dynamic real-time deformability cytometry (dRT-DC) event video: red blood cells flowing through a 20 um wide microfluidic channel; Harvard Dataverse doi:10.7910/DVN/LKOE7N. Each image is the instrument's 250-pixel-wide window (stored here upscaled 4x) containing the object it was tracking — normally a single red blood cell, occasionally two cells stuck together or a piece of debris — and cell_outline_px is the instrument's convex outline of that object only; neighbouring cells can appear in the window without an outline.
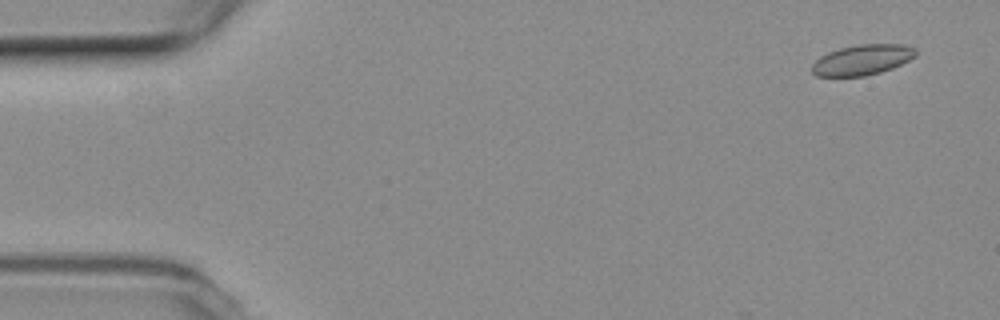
{"species": "common noctule bat (a hibernating species)", "species_latin": "Nyctalus noctula", "temperature_condition": "room temperature", "stored_images_in_passage": 55, "camera_frame_rate_fps": 3000, "um_per_image_px": 0.085, "animal": {"sex": "female", "body_mass_g": 19.3, "forearm_length_mm": 54.1}, "frame": {"image": 1, "passage_image": 3, "time_ms": 0.667, "image_size_px": [1000, 320], "cell_outline_px": [[916, 56], [892, 68], [880, 72], [864, 76], [816, 76], [812, 72], [812, 64], [820, 56], [828, 52], [840, 48], [860, 44], [900, 44], [916, 48]], "centroid_in_image_um": [73.28, 5.08], "position_along_channel_um": 11.7, "area_um2": 18.26}}
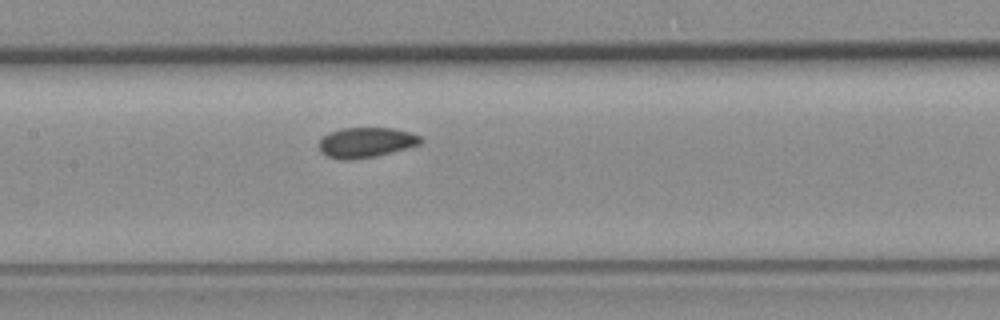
{"frame": {"image": 2, "passage_image": 26, "time_ms": 8.333, "image_size_px": [1000, 320], "cell_outline_px": [[424, 140], [420, 144], [376, 156], [352, 160], [340, 160], [324, 156], [320, 152], [320, 140], [328, 132], [340, 128], [392, 128], [408, 132], [420, 136]], "centroid_in_image_um": [31.06, 12.12], "position_along_channel_um": 176.3, "area_um2": 17.92}}
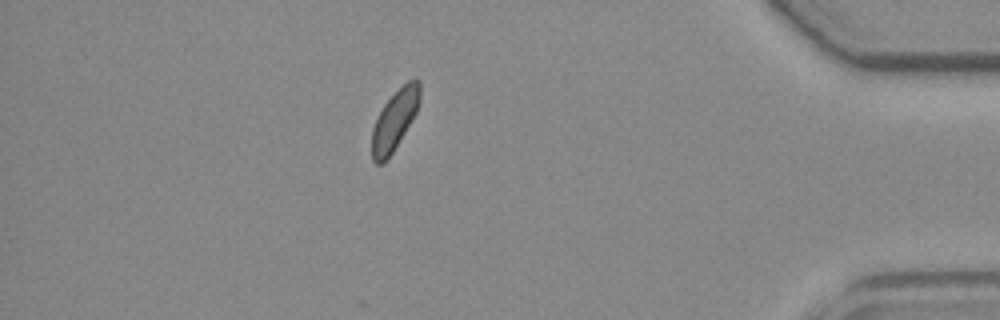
{"frame": {"image": 3, "passage_image": 48, "time_ms": 15.667, "image_size_px": [1000, 320], "cell_outline_px": [[420, 100], [416, 112], [392, 152], [384, 164], [376, 164], [372, 160], [372, 128], [384, 104], [408, 80], [416, 76], [420, 80]], "centroid_in_image_um": [33.55, 10.2], "position_along_channel_um": 401.7, "area_um2": 16.47}, "authors_computed_cell_mechanics": {"area_um2": 17.9758, "velocity_mm_per_s": 3.7138, "shape_relaxation_time_tau1_ms": null, "shape_relaxation_time_tau2_ms": 2.3166, "deformation_change_tau1": null, "deformation_change_tau2": 0.0459}}